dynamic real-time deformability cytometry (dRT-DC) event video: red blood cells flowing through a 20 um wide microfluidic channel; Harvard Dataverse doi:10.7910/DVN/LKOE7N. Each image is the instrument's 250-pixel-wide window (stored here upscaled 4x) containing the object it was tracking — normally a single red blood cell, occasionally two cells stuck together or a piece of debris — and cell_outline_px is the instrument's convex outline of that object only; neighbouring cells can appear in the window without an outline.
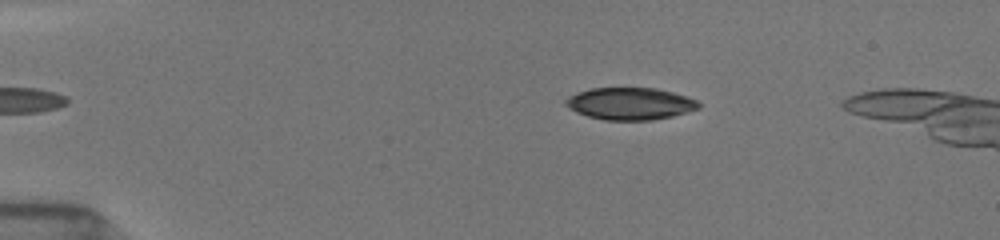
{"species": "common noctule bat (a hibernating species)", "species_latin": "Nyctalus noctula", "temperature_condition": "room temperature", "stored_images_in_passage": 45, "camera_frame_rate_fps": 3000, "um_per_image_px": 0.085, "animal": {"sex": "female", "body_mass_g": 19.5, "forearm_length_mm": 54.1}, "frame": {"image": 1, "passage_image": 10, "time_ms": 3.0, "image_size_px": [1000, 240], "cell_outline_px": [[700, 108], [672, 116], [652, 120], [604, 120], [588, 116], [576, 112], [564, 104], [564, 100], [568, 96], [576, 92], [592, 88], [656, 88], [672, 92], [696, 100], [700, 104]], "centroid_in_image_um": [53.52, 8.81], "position_along_channel_um": 31.5, "area_um2": 24.85}}
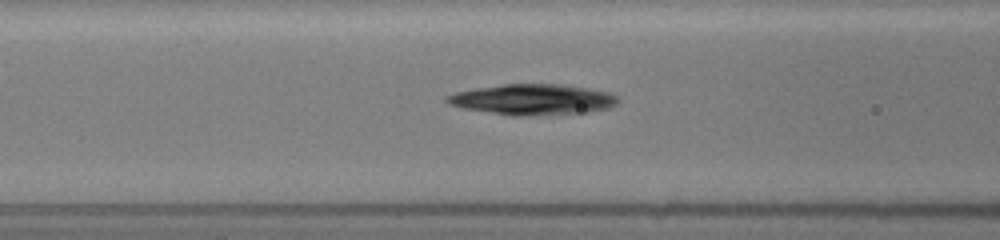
{"frame": {"image": 2, "passage_image": 22, "time_ms": 7.0, "image_size_px": [1000, 240], "cell_outline_px": [[620, 100], [616, 104], [608, 108], [584, 112], [528, 116], [512, 116], [460, 108], [448, 104], [444, 100], [444, 96], [456, 92], [476, 88], [504, 84], [564, 84], [588, 88], [608, 92], [616, 96]], "centroid_in_image_um": [45.22, 8.46], "position_along_channel_um": 121.4, "area_um2": 30.75}}
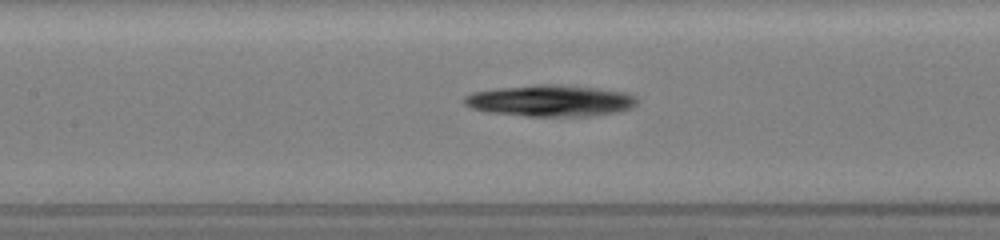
{"frame": {"image": 3, "passage_image": 25, "time_ms": 8.0, "image_size_px": [1000, 240], "cell_outline_px": [[640, 100], [632, 108], [616, 112], [592, 116], [528, 116], [488, 112], [472, 108], [464, 104], [464, 96], [472, 92], [496, 88], [536, 84], [560, 84], [596, 88], [624, 92], [636, 96]], "centroid_in_image_um": [46.8, 8.55], "position_along_channel_um": 160.6, "area_um2": 31.91}}